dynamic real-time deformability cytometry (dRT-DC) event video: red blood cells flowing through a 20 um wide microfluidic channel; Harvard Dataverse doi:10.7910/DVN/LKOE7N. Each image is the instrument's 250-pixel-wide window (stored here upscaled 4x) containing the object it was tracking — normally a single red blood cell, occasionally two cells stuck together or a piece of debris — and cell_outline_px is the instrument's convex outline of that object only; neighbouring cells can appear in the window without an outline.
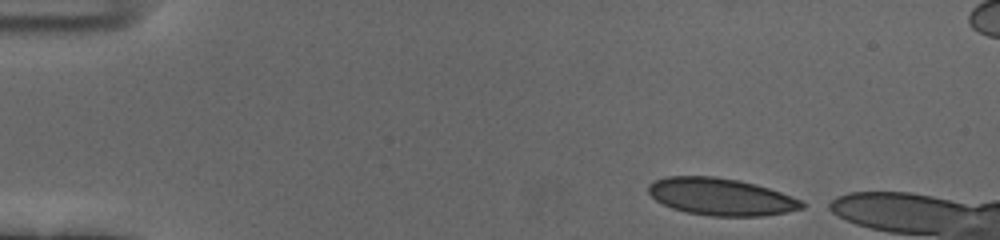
{"species": "human", "species_latin": "Homo sapiens", "temperature_condition": "cold", "stored_images_in_passage": 44, "camera_frame_rate_fps": 3000, "um_per_image_px": 0.085, "donor": {"sex": "female"}, "frame": {"image": 1, "passage_image": 1, "time_ms": 0.0, "image_size_px": [1000, 240], "cell_outline_px": [[804, 208], [784, 212], [760, 216], [712, 216], [688, 212], [672, 208], [656, 200], [648, 192], [648, 184], [656, 180], [668, 176], [712, 176], [736, 180], [756, 184], [780, 192], [800, 200], [804, 204]], "centroid_in_image_um": [61.25, 16.72], "position_along_channel_um": 23.7, "area_um2": 32.83}}
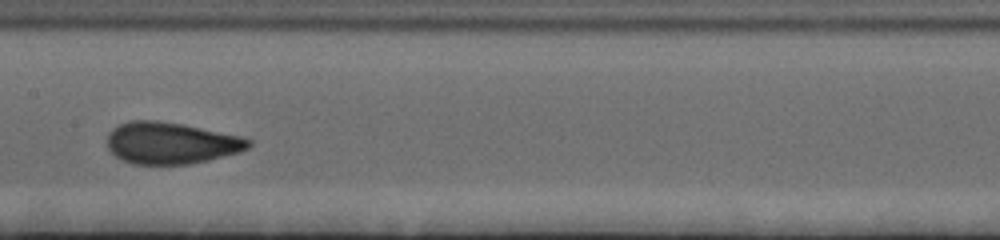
{"frame": {"image": 2, "passage_image": 22, "time_ms": 7.0, "image_size_px": [1000, 240], "cell_outline_px": [[252, 144], [248, 148], [240, 152], [208, 160], [188, 164], [132, 164], [116, 156], [108, 148], [108, 132], [112, 128], [128, 120], [156, 120], [184, 124], [240, 136], [252, 140]], "centroid_in_image_um": [14.53, 12.15], "position_along_channel_um": 192.9, "area_um2": 34.39}}
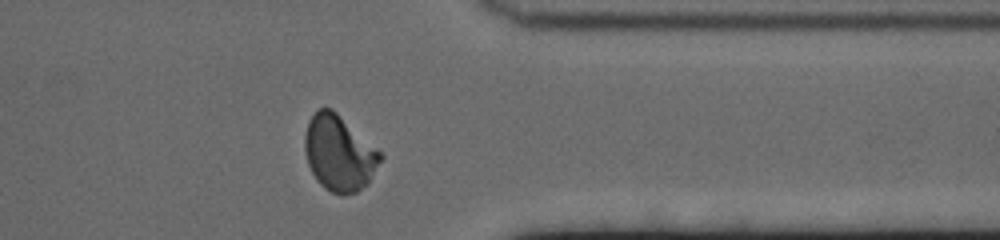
{"frame": {"image": 3, "passage_image": 38, "time_ms": 12.333, "image_size_px": [1000, 240], "cell_outline_px": [[384, 156], [368, 184], [356, 192], [344, 196], [332, 192], [324, 188], [316, 180], [308, 164], [304, 148], [304, 136], [308, 120], [316, 108], [332, 108], [380, 152]], "centroid_in_image_um": [28.8, 13.03], "position_along_channel_um": 382.6, "area_um2": 33.35}, "authors_computed_cell_mechanics": {"area_um2": 33.3506, "velocity_mm_per_s": 3.6844, "shape_relaxation_time_tau1_ms": 4.4767, "shape_relaxation_time_tau2_ms": null, "deformation_change_tau1": 0.1571, "deformation_change_tau2": null}}